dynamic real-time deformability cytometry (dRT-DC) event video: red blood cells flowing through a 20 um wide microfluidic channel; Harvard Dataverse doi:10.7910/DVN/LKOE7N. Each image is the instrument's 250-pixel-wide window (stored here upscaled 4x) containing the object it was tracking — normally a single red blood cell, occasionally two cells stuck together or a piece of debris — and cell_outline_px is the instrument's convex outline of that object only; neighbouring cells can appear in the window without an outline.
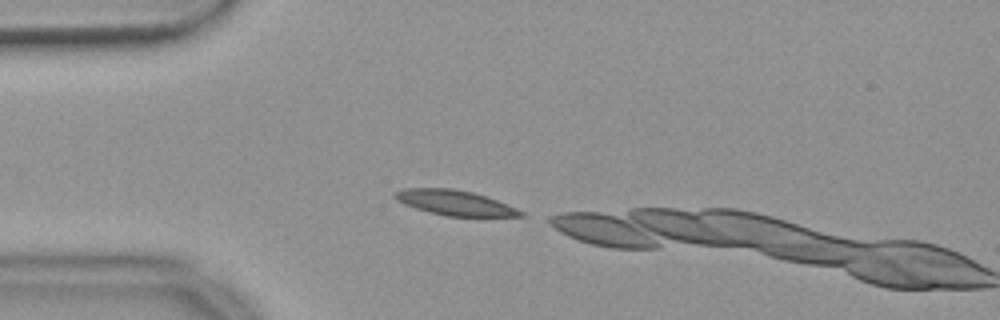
{"species": "common noctule bat (a hibernating species)", "species_latin": "Nyctalus noctula", "temperature_condition": "warm", "stored_images_in_passage": 2, "camera_frame_rate_fps": 3000, "um_per_image_px": 0.085, "animal": {"sex": "female", "body_mass_g": 18.4}, "frame": {"image": 1, "passage_image": 1, "time_ms": 0.0, "image_size_px": [1000, 320], "cell_outline_px": [[528, 216], [444, 216], [428, 212], [404, 204], [396, 200], [392, 196], [392, 192], [404, 188], [452, 188], [472, 192], [508, 204], [524, 212]], "centroid_in_image_um": [38.62, 17.23], "position_along_channel_um": 46.4, "area_um2": 18.44}}